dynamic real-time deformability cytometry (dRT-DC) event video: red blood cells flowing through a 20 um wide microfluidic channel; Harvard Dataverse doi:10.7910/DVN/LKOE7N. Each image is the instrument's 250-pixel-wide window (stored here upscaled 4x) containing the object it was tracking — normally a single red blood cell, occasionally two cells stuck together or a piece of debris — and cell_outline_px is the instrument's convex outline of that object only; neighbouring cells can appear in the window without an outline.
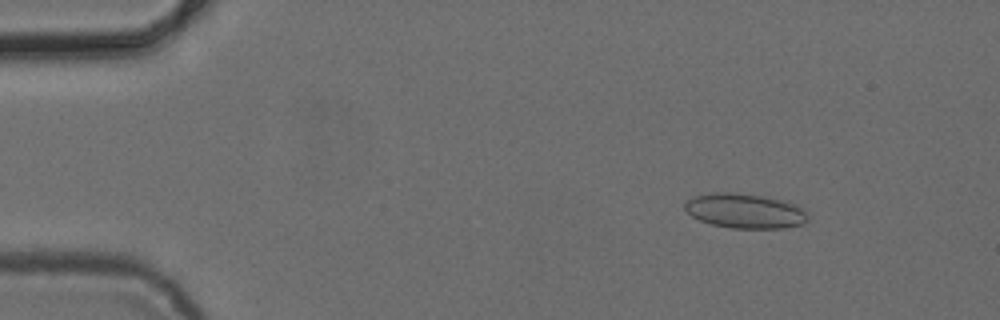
{"species": "common noctule bat (a hibernating species)", "species_latin": "Nyctalus noctula", "temperature_condition": "cold", "stored_images_in_passage": 53, "camera_frame_rate_fps": 3000, "um_per_image_px": 0.085, "animal": {"sex": "female", "body_mass_g": 24.6, "forearm_length_mm": 56.2}, "frame": {"image": 1, "passage_image": 7, "time_ms": 2.0, "image_size_px": [1000, 320], "cell_outline_px": [[808, 220], [800, 224], [784, 228], [732, 228], [712, 224], [700, 220], [692, 216], [684, 208], [684, 204], [688, 200], [696, 196], [716, 192], [728, 192], [760, 196], [780, 200], [796, 204], [804, 208], [808, 212]], "centroid_in_image_um": [63.35, 17.94], "position_along_channel_um": 21.7, "area_um2": 24.62}}
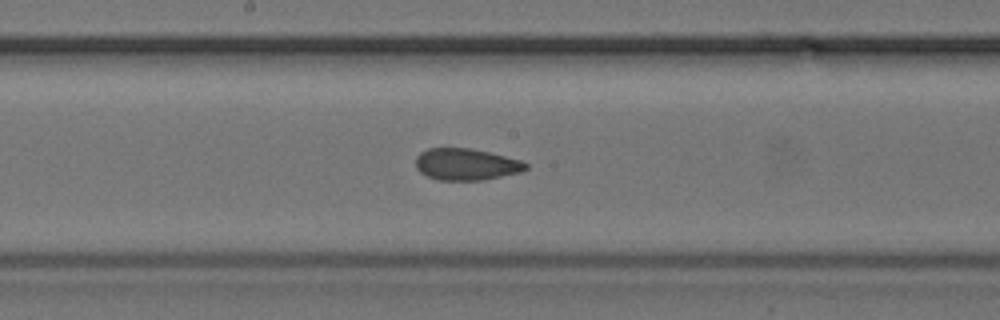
{"frame": {"image": 2, "passage_image": 28, "time_ms": 9.0, "image_size_px": [1000, 320], "cell_outline_px": [[528, 168], [520, 172], [484, 180], [440, 180], [428, 176], [420, 172], [416, 168], [416, 156], [420, 152], [428, 148], [472, 148], [520, 160], [528, 164]], "centroid_in_image_um": [39.61, 13.96], "position_along_channel_um": 208.6, "area_um2": 20.29}}
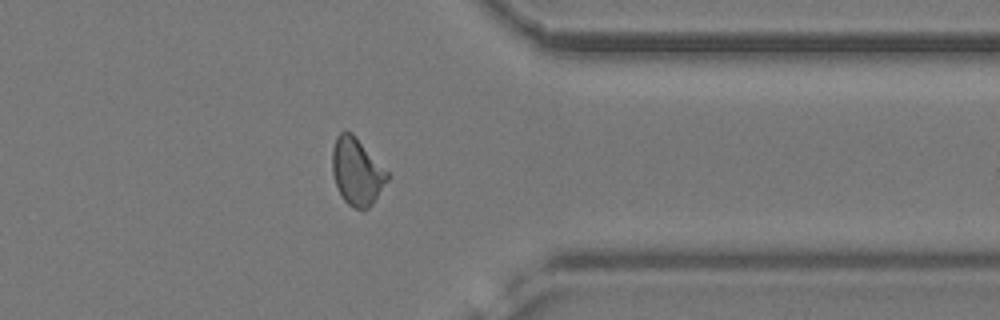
{"frame": {"image": 3, "passage_image": 42, "time_ms": 13.667, "image_size_px": [1000, 320], "cell_outline_px": [[392, 176], [372, 204], [368, 208], [356, 208], [348, 204], [344, 200], [336, 184], [332, 172], [332, 148], [336, 136], [340, 132], [352, 132]], "centroid_in_image_um": [30.35, 14.57], "position_along_channel_um": 381.0, "area_um2": 21.5}, "authors_computed_cell_mechanics": {"area_um2": 21.3282, "velocity_mm_per_s": 3.8867, "shape_relaxation_time_tau1_ms": null, "shape_relaxation_time_tau2_ms": 1.2978, "deformation_change_tau1": null, "deformation_change_tau2": 0.0768}}